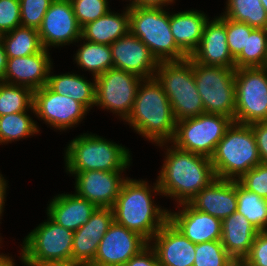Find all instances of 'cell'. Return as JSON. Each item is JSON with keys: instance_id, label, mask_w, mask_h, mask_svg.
Here are the masks:
<instances>
[{"instance_id": "obj_1", "label": "cell", "mask_w": 267, "mask_h": 266, "mask_svg": "<svg viewBox=\"0 0 267 266\" xmlns=\"http://www.w3.org/2000/svg\"><path fill=\"white\" fill-rule=\"evenodd\" d=\"M171 147H167L157 182L161 195L174 198L179 205L188 203L216 177L210 158Z\"/></svg>"}, {"instance_id": "obj_2", "label": "cell", "mask_w": 267, "mask_h": 266, "mask_svg": "<svg viewBox=\"0 0 267 266\" xmlns=\"http://www.w3.org/2000/svg\"><path fill=\"white\" fill-rule=\"evenodd\" d=\"M125 178L112 206L114 221L150 242L156 232L169 220V211L152 201L153 192L161 195L158 182L154 183L152 191L147 181Z\"/></svg>"}, {"instance_id": "obj_3", "label": "cell", "mask_w": 267, "mask_h": 266, "mask_svg": "<svg viewBox=\"0 0 267 266\" xmlns=\"http://www.w3.org/2000/svg\"><path fill=\"white\" fill-rule=\"evenodd\" d=\"M125 121L138 134L159 146L172 141L177 121L169 99L155 76L141 80L133 108Z\"/></svg>"}, {"instance_id": "obj_4", "label": "cell", "mask_w": 267, "mask_h": 266, "mask_svg": "<svg viewBox=\"0 0 267 266\" xmlns=\"http://www.w3.org/2000/svg\"><path fill=\"white\" fill-rule=\"evenodd\" d=\"M210 159L216 178L236 181L261 164L251 125L233 122Z\"/></svg>"}, {"instance_id": "obj_5", "label": "cell", "mask_w": 267, "mask_h": 266, "mask_svg": "<svg viewBox=\"0 0 267 266\" xmlns=\"http://www.w3.org/2000/svg\"><path fill=\"white\" fill-rule=\"evenodd\" d=\"M129 150L98 135L84 133L71 140L65 150L66 171H124L132 158ZM128 166V167H127Z\"/></svg>"}, {"instance_id": "obj_6", "label": "cell", "mask_w": 267, "mask_h": 266, "mask_svg": "<svg viewBox=\"0 0 267 266\" xmlns=\"http://www.w3.org/2000/svg\"><path fill=\"white\" fill-rule=\"evenodd\" d=\"M129 31L145 43L158 62L188 58L177 46L170 14L163 8L129 6Z\"/></svg>"}, {"instance_id": "obj_7", "label": "cell", "mask_w": 267, "mask_h": 266, "mask_svg": "<svg viewBox=\"0 0 267 266\" xmlns=\"http://www.w3.org/2000/svg\"><path fill=\"white\" fill-rule=\"evenodd\" d=\"M155 77L172 106L176 121L205 113L196 88L192 59L159 62Z\"/></svg>"}, {"instance_id": "obj_8", "label": "cell", "mask_w": 267, "mask_h": 266, "mask_svg": "<svg viewBox=\"0 0 267 266\" xmlns=\"http://www.w3.org/2000/svg\"><path fill=\"white\" fill-rule=\"evenodd\" d=\"M47 219L24 238L20 259L25 266L72 262L74 232Z\"/></svg>"}, {"instance_id": "obj_9", "label": "cell", "mask_w": 267, "mask_h": 266, "mask_svg": "<svg viewBox=\"0 0 267 266\" xmlns=\"http://www.w3.org/2000/svg\"><path fill=\"white\" fill-rule=\"evenodd\" d=\"M192 65L205 113L219 114L234 120L235 68L207 66L193 60Z\"/></svg>"}, {"instance_id": "obj_10", "label": "cell", "mask_w": 267, "mask_h": 266, "mask_svg": "<svg viewBox=\"0 0 267 266\" xmlns=\"http://www.w3.org/2000/svg\"><path fill=\"white\" fill-rule=\"evenodd\" d=\"M233 122L232 118L208 113L182 119L176 122L171 142L178 149L211 158Z\"/></svg>"}, {"instance_id": "obj_11", "label": "cell", "mask_w": 267, "mask_h": 266, "mask_svg": "<svg viewBox=\"0 0 267 266\" xmlns=\"http://www.w3.org/2000/svg\"><path fill=\"white\" fill-rule=\"evenodd\" d=\"M267 121V66L235 69L234 122Z\"/></svg>"}, {"instance_id": "obj_12", "label": "cell", "mask_w": 267, "mask_h": 266, "mask_svg": "<svg viewBox=\"0 0 267 266\" xmlns=\"http://www.w3.org/2000/svg\"><path fill=\"white\" fill-rule=\"evenodd\" d=\"M95 80V106L110 110L126 120L133 108L137 88L142 78L113 67Z\"/></svg>"}, {"instance_id": "obj_13", "label": "cell", "mask_w": 267, "mask_h": 266, "mask_svg": "<svg viewBox=\"0 0 267 266\" xmlns=\"http://www.w3.org/2000/svg\"><path fill=\"white\" fill-rule=\"evenodd\" d=\"M148 245L141 235L113 221L90 266H123Z\"/></svg>"}, {"instance_id": "obj_14", "label": "cell", "mask_w": 267, "mask_h": 266, "mask_svg": "<svg viewBox=\"0 0 267 266\" xmlns=\"http://www.w3.org/2000/svg\"><path fill=\"white\" fill-rule=\"evenodd\" d=\"M33 107L38 118L60 131L77 125L88 112L81 103L53 92L47 85L33 91Z\"/></svg>"}, {"instance_id": "obj_15", "label": "cell", "mask_w": 267, "mask_h": 266, "mask_svg": "<svg viewBox=\"0 0 267 266\" xmlns=\"http://www.w3.org/2000/svg\"><path fill=\"white\" fill-rule=\"evenodd\" d=\"M38 33L41 44L46 50L50 46L79 42L81 27L76 20L71 1L53 0L38 28Z\"/></svg>"}, {"instance_id": "obj_16", "label": "cell", "mask_w": 267, "mask_h": 266, "mask_svg": "<svg viewBox=\"0 0 267 266\" xmlns=\"http://www.w3.org/2000/svg\"><path fill=\"white\" fill-rule=\"evenodd\" d=\"M113 67L143 78L155 76L159 62L149 48L130 31L110 45Z\"/></svg>"}, {"instance_id": "obj_17", "label": "cell", "mask_w": 267, "mask_h": 266, "mask_svg": "<svg viewBox=\"0 0 267 266\" xmlns=\"http://www.w3.org/2000/svg\"><path fill=\"white\" fill-rule=\"evenodd\" d=\"M122 172L100 170L78 172L74 175L75 193L91 201L97 208H112L126 180L121 177Z\"/></svg>"}, {"instance_id": "obj_18", "label": "cell", "mask_w": 267, "mask_h": 266, "mask_svg": "<svg viewBox=\"0 0 267 266\" xmlns=\"http://www.w3.org/2000/svg\"><path fill=\"white\" fill-rule=\"evenodd\" d=\"M149 245L155 251L160 266L194 264L196 244L186 238L169 220L156 232Z\"/></svg>"}, {"instance_id": "obj_19", "label": "cell", "mask_w": 267, "mask_h": 266, "mask_svg": "<svg viewBox=\"0 0 267 266\" xmlns=\"http://www.w3.org/2000/svg\"><path fill=\"white\" fill-rule=\"evenodd\" d=\"M207 21L197 49L190 58L203 65L235 68L227 43L226 18L222 15Z\"/></svg>"}, {"instance_id": "obj_20", "label": "cell", "mask_w": 267, "mask_h": 266, "mask_svg": "<svg viewBox=\"0 0 267 266\" xmlns=\"http://www.w3.org/2000/svg\"><path fill=\"white\" fill-rule=\"evenodd\" d=\"M114 221L112 208H96L89 220L74 232L72 262L91 265L100 240Z\"/></svg>"}, {"instance_id": "obj_21", "label": "cell", "mask_w": 267, "mask_h": 266, "mask_svg": "<svg viewBox=\"0 0 267 266\" xmlns=\"http://www.w3.org/2000/svg\"><path fill=\"white\" fill-rule=\"evenodd\" d=\"M49 50L42 49L25 57L7 58L3 82L25 86L32 91L47 85L51 68Z\"/></svg>"}, {"instance_id": "obj_22", "label": "cell", "mask_w": 267, "mask_h": 266, "mask_svg": "<svg viewBox=\"0 0 267 266\" xmlns=\"http://www.w3.org/2000/svg\"><path fill=\"white\" fill-rule=\"evenodd\" d=\"M182 210L169 212V221L194 244L221 240L222 220L198 211L189 203L179 204Z\"/></svg>"}, {"instance_id": "obj_23", "label": "cell", "mask_w": 267, "mask_h": 266, "mask_svg": "<svg viewBox=\"0 0 267 266\" xmlns=\"http://www.w3.org/2000/svg\"><path fill=\"white\" fill-rule=\"evenodd\" d=\"M188 203L198 211L223 220L237 209V181L215 178Z\"/></svg>"}, {"instance_id": "obj_24", "label": "cell", "mask_w": 267, "mask_h": 266, "mask_svg": "<svg viewBox=\"0 0 267 266\" xmlns=\"http://www.w3.org/2000/svg\"><path fill=\"white\" fill-rule=\"evenodd\" d=\"M96 206L75 194H58L47 207V215L58 225L75 232L84 225Z\"/></svg>"}, {"instance_id": "obj_25", "label": "cell", "mask_w": 267, "mask_h": 266, "mask_svg": "<svg viewBox=\"0 0 267 266\" xmlns=\"http://www.w3.org/2000/svg\"><path fill=\"white\" fill-rule=\"evenodd\" d=\"M258 233L244 215L235 211L222 220L220 241L232 259H245Z\"/></svg>"}, {"instance_id": "obj_26", "label": "cell", "mask_w": 267, "mask_h": 266, "mask_svg": "<svg viewBox=\"0 0 267 266\" xmlns=\"http://www.w3.org/2000/svg\"><path fill=\"white\" fill-rule=\"evenodd\" d=\"M209 18L197 10L170 15V28L177 46L188 56L197 49Z\"/></svg>"}, {"instance_id": "obj_27", "label": "cell", "mask_w": 267, "mask_h": 266, "mask_svg": "<svg viewBox=\"0 0 267 266\" xmlns=\"http://www.w3.org/2000/svg\"><path fill=\"white\" fill-rule=\"evenodd\" d=\"M121 15L110 10L81 28V39L111 45L129 32V6Z\"/></svg>"}, {"instance_id": "obj_28", "label": "cell", "mask_w": 267, "mask_h": 266, "mask_svg": "<svg viewBox=\"0 0 267 266\" xmlns=\"http://www.w3.org/2000/svg\"><path fill=\"white\" fill-rule=\"evenodd\" d=\"M48 75L47 86L55 93L70 96L81 103L88 111L95 105L96 80L91 82L78 74L65 73L61 75Z\"/></svg>"}, {"instance_id": "obj_29", "label": "cell", "mask_w": 267, "mask_h": 266, "mask_svg": "<svg viewBox=\"0 0 267 266\" xmlns=\"http://www.w3.org/2000/svg\"><path fill=\"white\" fill-rule=\"evenodd\" d=\"M2 43L7 58L25 57L43 49L38 30L31 27L18 26L3 34Z\"/></svg>"}, {"instance_id": "obj_30", "label": "cell", "mask_w": 267, "mask_h": 266, "mask_svg": "<svg viewBox=\"0 0 267 266\" xmlns=\"http://www.w3.org/2000/svg\"><path fill=\"white\" fill-rule=\"evenodd\" d=\"M83 43L77 50L74 59L80 68L91 71L94 78L113 68L110 45L93 43L87 40Z\"/></svg>"}, {"instance_id": "obj_31", "label": "cell", "mask_w": 267, "mask_h": 266, "mask_svg": "<svg viewBox=\"0 0 267 266\" xmlns=\"http://www.w3.org/2000/svg\"><path fill=\"white\" fill-rule=\"evenodd\" d=\"M222 16L247 23L252 28L267 29V12L260 0H227Z\"/></svg>"}, {"instance_id": "obj_32", "label": "cell", "mask_w": 267, "mask_h": 266, "mask_svg": "<svg viewBox=\"0 0 267 266\" xmlns=\"http://www.w3.org/2000/svg\"><path fill=\"white\" fill-rule=\"evenodd\" d=\"M253 226L260 231H267V199L244 188L237 181V209Z\"/></svg>"}, {"instance_id": "obj_33", "label": "cell", "mask_w": 267, "mask_h": 266, "mask_svg": "<svg viewBox=\"0 0 267 266\" xmlns=\"http://www.w3.org/2000/svg\"><path fill=\"white\" fill-rule=\"evenodd\" d=\"M28 109L34 113L33 91L25 86L0 81V117Z\"/></svg>"}, {"instance_id": "obj_34", "label": "cell", "mask_w": 267, "mask_h": 266, "mask_svg": "<svg viewBox=\"0 0 267 266\" xmlns=\"http://www.w3.org/2000/svg\"><path fill=\"white\" fill-rule=\"evenodd\" d=\"M267 66V29L254 28L247 34L246 51L235 58V69Z\"/></svg>"}, {"instance_id": "obj_35", "label": "cell", "mask_w": 267, "mask_h": 266, "mask_svg": "<svg viewBox=\"0 0 267 266\" xmlns=\"http://www.w3.org/2000/svg\"><path fill=\"white\" fill-rule=\"evenodd\" d=\"M25 112L7 114L0 117V143L18 141L39 133L36 122Z\"/></svg>"}, {"instance_id": "obj_36", "label": "cell", "mask_w": 267, "mask_h": 266, "mask_svg": "<svg viewBox=\"0 0 267 266\" xmlns=\"http://www.w3.org/2000/svg\"><path fill=\"white\" fill-rule=\"evenodd\" d=\"M193 266H229L232 258L220 240L196 244Z\"/></svg>"}, {"instance_id": "obj_37", "label": "cell", "mask_w": 267, "mask_h": 266, "mask_svg": "<svg viewBox=\"0 0 267 266\" xmlns=\"http://www.w3.org/2000/svg\"><path fill=\"white\" fill-rule=\"evenodd\" d=\"M79 26L95 21L109 10L107 0H70Z\"/></svg>"}, {"instance_id": "obj_38", "label": "cell", "mask_w": 267, "mask_h": 266, "mask_svg": "<svg viewBox=\"0 0 267 266\" xmlns=\"http://www.w3.org/2000/svg\"><path fill=\"white\" fill-rule=\"evenodd\" d=\"M21 26L38 30L53 0H19Z\"/></svg>"}, {"instance_id": "obj_39", "label": "cell", "mask_w": 267, "mask_h": 266, "mask_svg": "<svg viewBox=\"0 0 267 266\" xmlns=\"http://www.w3.org/2000/svg\"><path fill=\"white\" fill-rule=\"evenodd\" d=\"M253 29L247 23L226 18L227 43L234 59L241 51H246L247 34H250Z\"/></svg>"}, {"instance_id": "obj_40", "label": "cell", "mask_w": 267, "mask_h": 266, "mask_svg": "<svg viewBox=\"0 0 267 266\" xmlns=\"http://www.w3.org/2000/svg\"><path fill=\"white\" fill-rule=\"evenodd\" d=\"M238 182L247 190L267 199V164H258L246 172Z\"/></svg>"}, {"instance_id": "obj_41", "label": "cell", "mask_w": 267, "mask_h": 266, "mask_svg": "<svg viewBox=\"0 0 267 266\" xmlns=\"http://www.w3.org/2000/svg\"><path fill=\"white\" fill-rule=\"evenodd\" d=\"M21 26L19 0H0V32L2 34Z\"/></svg>"}, {"instance_id": "obj_42", "label": "cell", "mask_w": 267, "mask_h": 266, "mask_svg": "<svg viewBox=\"0 0 267 266\" xmlns=\"http://www.w3.org/2000/svg\"><path fill=\"white\" fill-rule=\"evenodd\" d=\"M245 259L254 266H267V231H260L256 235Z\"/></svg>"}, {"instance_id": "obj_43", "label": "cell", "mask_w": 267, "mask_h": 266, "mask_svg": "<svg viewBox=\"0 0 267 266\" xmlns=\"http://www.w3.org/2000/svg\"><path fill=\"white\" fill-rule=\"evenodd\" d=\"M255 135L261 164H267V121L250 124Z\"/></svg>"}, {"instance_id": "obj_44", "label": "cell", "mask_w": 267, "mask_h": 266, "mask_svg": "<svg viewBox=\"0 0 267 266\" xmlns=\"http://www.w3.org/2000/svg\"><path fill=\"white\" fill-rule=\"evenodd\" d=\"M123 266H160L155 251L148 245Z\"/></svg>"}, {"instance_id": "obj_45", "label": "cell", "mask_w": 267, "mask_h": 266, "mask_svg": "<svg viewBox=\"0 0 267 266\" xmlns=\"http://www.w3.org/2000/svg\"><path fill=\"white\" fill-rule=\"evenodd\" d=\"M174 0H132L129 6L163 8L173 3ZM164 5V6H163Z\"/></svg>"}, {"instance_id": "obj_46", "label": "cell", "mask_w": 267, "mask_h": 266, "mask_svg": "<svg viewBox=\"0 0 267 266\" xmlns=\"http://www.w3.org/2000/svg\"><path fill=\"white\" fill-rule=\"evenodd\" d=\"M7 64V54L3 43H0V81H3L4 73Z\"/></svg>"}, {"instance_id": "obj_47", "label": "cell", "mask_w": 267, "mask_h": 266, "mask_svg": "<svg viewBox=\"0 0 267 266\" xmlns=\"http://www.w3.org/2000/svg\"><path fill=\"white\" fill-rule=\"evenodd\" d=\"M6 188H7V183L4 177L0 174V217L2 216L3 212V206H4V201H5V195H6Z\"/></svg>"}, {"instance_id": "obj_48", "label": "cell", "mask_w": 267, "mask_h": 266, "mask_svg": "<svg viewBox=\"0 0 267 266\" xmlns=\"http://www.w3.org/2000/svg\"><path fill=\"white\" fill-rule=\"evenodd\" d=\"M1 241V240H0ZM0 266H15L12 257L0 254Z\"/></svg>"}, {"instance_id": "obj_49", "label": "cell", "mask_w": 267, "mask_h": 266, "mask_svg": "<svg viewBox=\"0 0 267 266\" xmlns=\"http://www.w3.org/2000/svg\"><path fill=\"white\" fill-rule=\"evenodd\" d=\"M229 266H254L246 259H232Z\"/></svg>"}, {"instance_id": "obj_50", "label": "cell", "mask_w": 267, "mask_h": 266, "mask_svg": "<svg viewBox=\"0 0 267 266\" xmlns=\"http://www.w3.org/2000/svg\"><path fill=\"white\" fill-rule=\"evenodd\" d=\"M38 266H90V265L69 262V263L42 264V265H38Z\"/></svg>"}, {"instance_id": "obj_51", "label": "cell", "mask_w": 267, "mask_h": 266, "mask_svg": "<svg viewBox=\"0 0 267 266\" xmlns=\"http://www.w3.org/2000/svg\"><path fill=\"white\" fill-rule=\"evenodd\" d=\"M262 2V6L264 7V9L267 12V0H260Z\"/></svg>"}, {"instance_id": "obj_52", "label": "cell", "mask_w": 267, "mask_h": 266, "mask_svg": "<svg viewBox=\"0 0 267 266\" xmlns=\"http://www.w3.org/2000/svg\"><path fill=\"white\" fill-rule=\"evenodd\" d=\"M3 34L0 32V43H2Z\"/></svg>"}]
</instances>
